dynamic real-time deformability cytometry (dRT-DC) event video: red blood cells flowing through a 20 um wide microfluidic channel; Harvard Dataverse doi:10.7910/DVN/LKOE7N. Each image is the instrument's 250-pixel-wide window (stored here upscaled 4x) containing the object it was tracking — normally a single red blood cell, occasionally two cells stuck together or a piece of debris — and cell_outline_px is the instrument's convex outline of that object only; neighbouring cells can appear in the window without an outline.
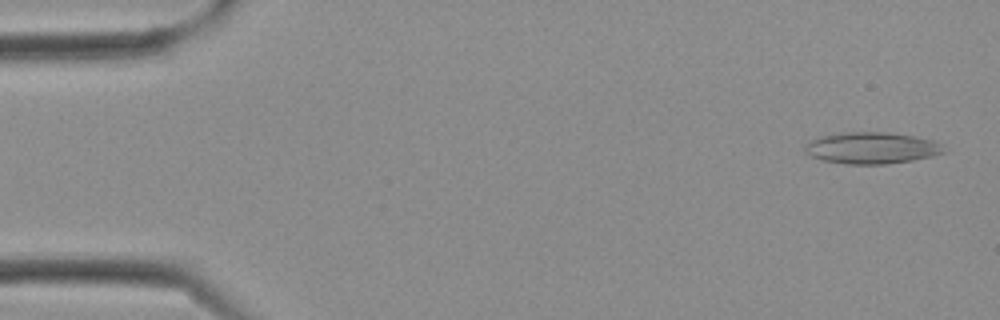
{"species": "Egyptian fruit bat (a non-hibernating species)", "species_latin": "Rousettus aegyptiacus", "temperature_condition": "cold", "stored_images_in_passage": 9, "camera_frame_rate_fps": 3000, "um_per_image_px": 0.085, "frame": {"image": 1, "passage_image": 1, "time_ms": 0.0, "image_size_px": [1000, 320], "cell_outline_px": [[948, 152], [932, 156], [912, 160], [884, 164], [848, 164], [824, 160], [812, 156], [804, 152], [804, 148], [808, 140], [820, 136], [840, 132], [884, 132], [912, 136], [932, 140], [940, 144]], "centroid_in_image_um": [74.06, 12.57], "position_along_channel_um": 10.9, "area_um2": 25.49}}
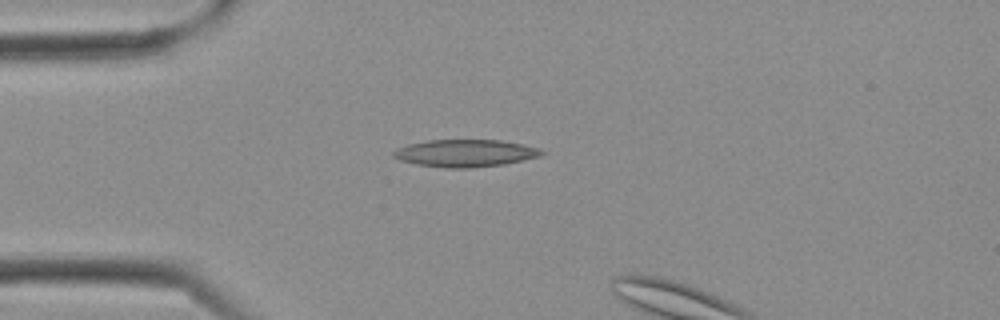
{"frame": {"image": 2, "passage_image": 7, "time_ms": 2.0, "image_size_px": [1000, 320], "cell_outline_px": [[548, 152], [540, 156], [504, 164], [472, 168], [444, 168], [416, 164], [400, 160], [392, 156], [392, 152], [396, 148], [408, 144], [428, 140], [500, 140], [540, 148]], "centroid_in_image_um": [39.54, 13.02], "position_along_channel_um": 45.5, "area_um2": 23.7}}